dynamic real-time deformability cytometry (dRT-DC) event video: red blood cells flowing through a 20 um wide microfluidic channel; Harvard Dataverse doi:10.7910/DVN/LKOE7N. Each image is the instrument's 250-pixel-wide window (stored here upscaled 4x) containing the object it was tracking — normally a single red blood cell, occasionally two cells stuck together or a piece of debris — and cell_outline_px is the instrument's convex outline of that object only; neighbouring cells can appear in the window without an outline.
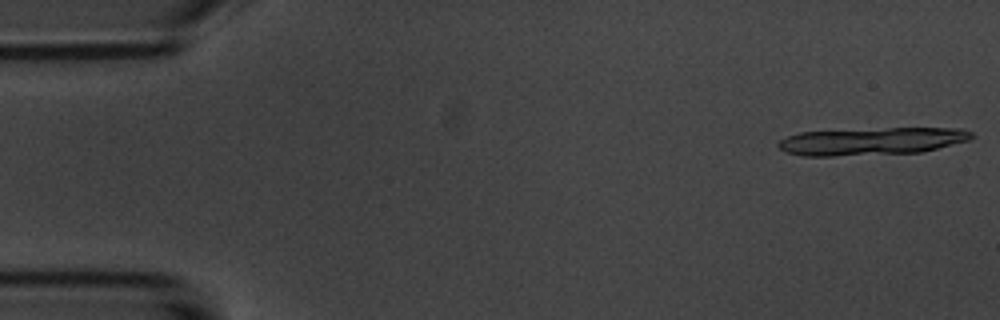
{"species": "common noctule bat (a hibernating species)", "species_latin": "Nyctalus noctula", "temperature_condition": "room temperature", "stored_images_in_passage": 6, "segment_of_instrument_passage": [1, 2], "camera_frame_rate_fps": 3000, "um_per_image_px": 0.085, "animal": {"sex": "male", "body_mass_g": 20.1, "forearm_length_mm": 53.5}, "frame": {"image": 1, "passage_image": 1, "time_ms": 0.0, "image_size_px": [1000, 320], "cell_outline_px": [[976, 136], [968, 140], [920, 152], [832, 156], [800, 156], [784, 152], [776, 144], [780, 140], [788, 136], [800, 132], [888, 128], [964, 128], [972, 132]], "centroid_in_image_um": [74.08, 12.0], "position_along_channel_um": 10.9, "area_um2": 30.92}}